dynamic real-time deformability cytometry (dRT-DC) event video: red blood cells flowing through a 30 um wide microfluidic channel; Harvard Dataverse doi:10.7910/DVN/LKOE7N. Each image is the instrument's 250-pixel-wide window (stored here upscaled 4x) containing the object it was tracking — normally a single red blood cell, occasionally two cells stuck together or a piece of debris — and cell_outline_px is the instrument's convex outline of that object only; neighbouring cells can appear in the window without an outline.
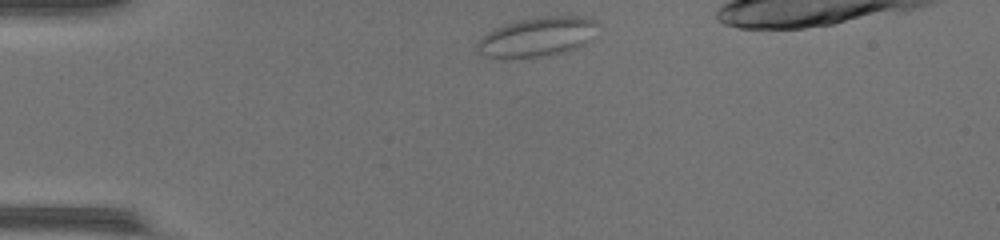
{"species": "common noctule bat (a hibernating species)", "species_latin": "Nyctalus noctula", "temperature_condition": "warm", "stored_images_in_passage": 34, "camera_frame_rate_fps": 3000, "um_per_image_px": 0.085, "animal": {"sex": "female", "body_mass_g": 17.0, "forearm_length_mm": 48.0}, "frame": {"image": 1, "passage_image": 1, "time_ms": 0.0, "image_size_px": [1000, 240], "cell_outline_px": [[596, 24], [592, 40], [576, 48], [564, 52], [536, 56], [488, 56], [480, 52], [476, 48], [476, 44], [488, 32], [496, 28], [520, 20], [544, 16], [592, 16]], "centroid_in_image_um": [45.75, 3.1], "position_along_channel_um": 39.3, "area_um2": 26.82}}
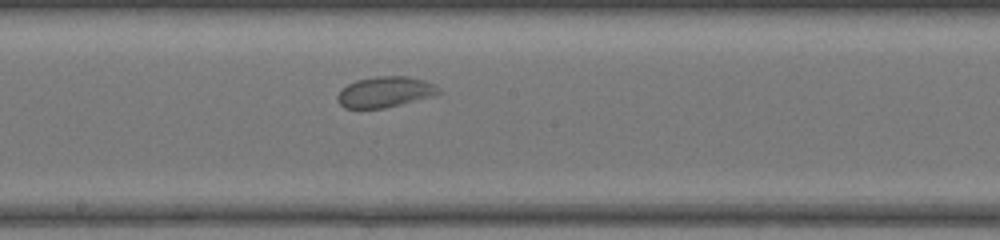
{"frame": {"image": 2, "passage_image": 16, "time_ms": 5.0, "image_size_px": [1000, 240], "cell_outline_px": [[444, 92], [432, 96], [384, 108], [344, 108], [336, 100], [336, 96], [348, 84], [356, 80], [376, 76], [408, 76], [424, 80], [436, 84]], "centroid_in_image_um": [32.76, 7.81], "position_along_channel_um": 215.4, "area_um2": 18.15}}
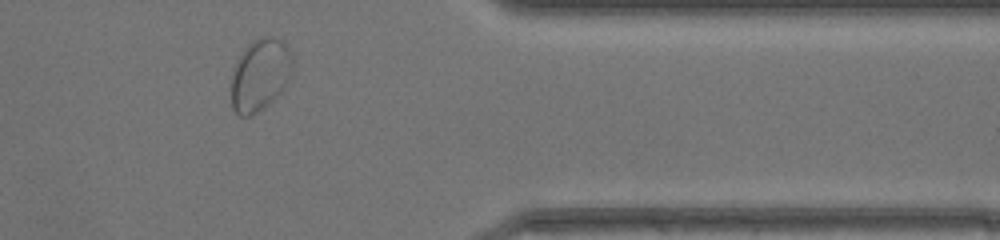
{"frame": {"image": 3, "passage_image": 29, "time_ms": 9.333, "image_size_px": [1000, 240], "cell_outline_px": [[292, 76], [284, 88], [268, 104], [256, 112], [248, 116], [240, 116], [232, 108], [232, 76], [236, 64], [244, 48], [252, 40], [260, 36], [272, 36], [280, 40], [292, 52]], "centroid_in_image_um": [22.13, 6.33], "position_along_channel_um": 389.3, "area_um2": 25.66}}